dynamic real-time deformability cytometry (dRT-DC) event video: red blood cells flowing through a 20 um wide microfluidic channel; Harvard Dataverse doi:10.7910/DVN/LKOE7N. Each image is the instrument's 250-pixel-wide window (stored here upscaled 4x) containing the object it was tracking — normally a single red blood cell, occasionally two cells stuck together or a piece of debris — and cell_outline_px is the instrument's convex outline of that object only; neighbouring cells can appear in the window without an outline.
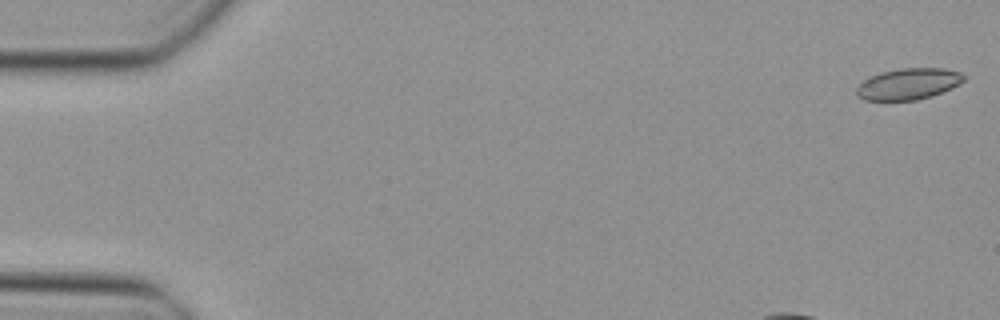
{"species": "Egyptian fruit bat (a non-hibernating species)", "species_latin": "Rousettus aegyptiacus", "temperature_condition": "cold", "stored_images_in_passage": 47, "camera_frame_rate_fps": 3000, "um_per_image_px": 0.085, "animal": {"sex": "female"}, "frame": {"image": 1, "passage_image": 1, "time_ms": 0.0, "image_size_px": [1000, 320], "cell_outline_px": [[964, 80], [960, 84], [952, 88], [932, 96], [916, 100], [864, 100], [856, 96], [856, 88], [868, 76], [880, 72], [900, 68], [944, 68], [960, 72], [964, 76]], "centroid_in_image_um": [77.2, 7.13], "position_along_channel_um": 7.8, "area_um2": 19.71}}
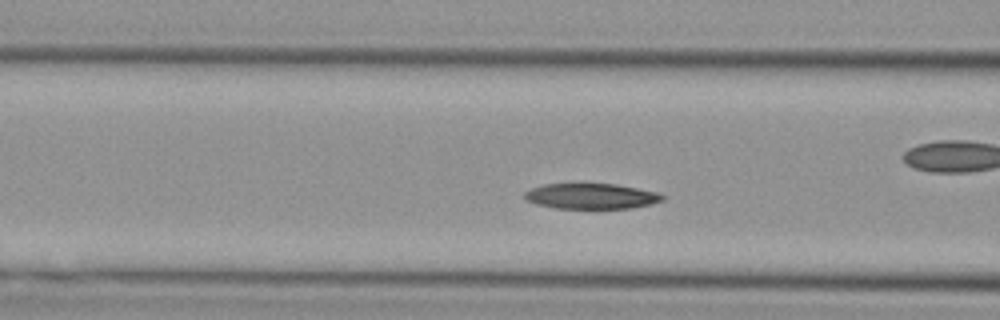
{"frame": {"image": 2, "passage_image": 17, "time_ms": 5.333, "image_size_px": [1000, 320], "cell_outline_px": [[664, 200], [652, 204], [632, 208], [556, 208], [536, 204], [524, 200], [524, 192], [532, 188], [544, 184], [616, 184], [656, 192], [664, 196]], "centroid_in_image_um": [50.23, 16.68], "position_along_channel_um": 116.4, "area_um2": 20.4}}
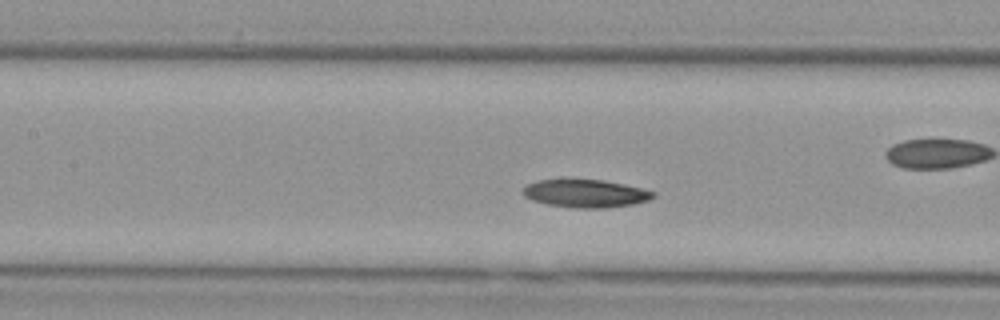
{"frame": {"image": 3, "passage_image": 20, "time_ms": 6.333, "image_size_px": [1000, 320], "cell_outline_px": [[656, 196], [648, 200], [632, 204], [604, 208], [576, 208], [548, 204], [532, 200], [524, 196], [520, 192], [528, 184], [536, 180], [604, 180], [640, 188], [656, 192]], "centroid_in_image_um": [49.76, 16.45], "position_along_channel_um": 157.6, "area_um2": 20.98}}